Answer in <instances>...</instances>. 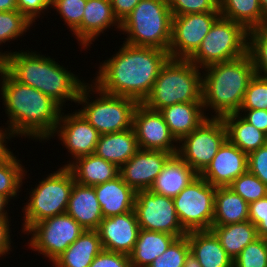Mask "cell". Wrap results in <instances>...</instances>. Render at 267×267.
Masks as SVG:
<instances>
[{"instance_id": "681fc988", "label": "cell", "mask_w": 267, "mask_h": 267, "mask_svg": "<svg viewBox=\"0 0 267 267\" xmlns=\"http://www.w3.org/2000/svg\"><path fill=\"white\" fill-rule=\"evenodd\" d=\"M112 11L121 23L129 15L141 0H110Z\"/></svg>"}, {"instance_id": "7bdbcfd3", "label": "cell", "mask_w": 267, "mask_h": 267, "mask_svg": "<svg viewBox=\"0 0 267 267\" xmlns=\"http://www.w3.org/2000/svg\"><path fill=\"white\" fill-rule=\"evenodd\" d=\"M249 221L257 228L258 237L267 239V196L249 203Z\"/></svg>"}, {"instance_id": "30bf717a", "label": "cell", "mask_w": 267, "mask_h": 267, "mask_svg": "<svg viewBox=\"0 0 267 267\" xmlns=\"http://www.w3.org/2000/svg\"><path fill=\"white\" fill-rule=\"evenodd\" d=\"M84 230L69 214L56 215L35 223L25 233L31 237L27 246L53 263Z\"/></svg>"}, {"instance_id": "7c38bea8", "label": "cell", "mask_w": 267, "mask_h": 267, "mask_svg": "<svg viewBox=\"0 0 267 267\" xmlns=\"http://www.w3.org/2000/svg\"><path fill=\"white\" fill-rule=\"evenodd\" d=\"M226 140L223 119L210 117L178 142L177 155L200 175Z\"/></svg>"}, {"instance_id": "cb8c5ba5", "label": "cell", "mask_w": 267, "mask_h": 267, "mask_svg": "<svg viewBox=\"0 0 267 267\" xmlns=\"http://www.w3.org/2000/svg\"><path fill=\"white\" fill-rule=\"evenodd\" d=\"M159 112L178 142L208 119L202 102L177 103Z\"/></svg>"}, {"instance_id": "4fadbf2b", "label": "cell", "mask_w": 267, "mask_h": 267, "mask_svg": "<svg viewBox=\"0 0 267 267\" xmlns=\"http://www.w3.org/2000/svg\"><path fill=\"white\" fill-rule=\"evenodd\" d=\"M134 211L140 229L164 232L177 238L187 235L179 222L173 198L149 190L137 191Z\"/></svg>"}, {"instance_id": "60d3db41", "label": "cell", "mask_w": 267, "mask_h": 267, "mask_svg": "<svg viewBox=\"0 0 267 267\" xmlns=\"http://www.w3.org/2000/svg\"><path fill=\"white\" fill-rule=\"evenodd\" d=\"M190 245L187 235L176 238L148 267H183Z\"/></svg>"}, {"instance_id": "603a6c76", "label": "cell", "mask_w": 267, "mask_h": 267, "mask_svg": "<svg viewBox=\"0 0 267 267\" xmlns=\"http://www.w3.org/2000/svg\"><path fill=\"white\" fill-rule=\"evenodd\" d=\"M198 176L199 174L193 168L174 154L167 160L149 191L175 198Z\"/></svg>"}, {"instance_id": "f546056e", "label": "cell", "mask_w": 267, "mask_h": 267, "mask_svg": "<svg viewBox=\"0 0 267 267\" xmlns=\"http://www.w3.org/2000/svg\"><path fill=\"white\" fill-rule=\"evenodd\" d=\"M175 235L140 229L130 256L132 267H148L176 239Z\"/></svg>"}, {"instance_id": "9c48e42d", "label": "cell", "mask_w": 267, "mask_h": 267, "mask_svg": "<svg viewBox=\"0 0 267 267\" xmlns=\"http://www.w3.org/2000/svg\"><path fill=\"white\" fill-rule=\"evenodd\" d=\"M248 44L249 31L240 23L220 16L188 60L203 69L247 54Z\"/></svg>"}, {"instance_id": "83f0119b", "label": "cell", "mask_w": 267, "mask_h": 267, "mask_svg": "<svg viewBox=\"0 0 267 267\" xmlns=\"http://www.w3.org/2000/svg\"><path fill=\"white\" fill-rule=\"evenodd\" d=\"M68 168L75 182L84 186L103 184L119 175V168L115 164L95 154L77 158Z\"/></svg>"}, {"instance_id": "d4e9b609", "label": "cell", "mask_w": 267, "mask_h": 267, "mask_svg": "<svg viewBox=\"0 0 267 267\" xmlns=\"http://www.w3.org/2000/svg\"><path fill=\"white\" fill-rule=\"evenodd\" d=\"M139 150L133 128L122 132L101 134L94 154L120 168Z\"/></svg>"}, {"instance_id": "d590c367", "label": "cell", "mask_w": 267, "mask_h": 267, "mask_svg": "<svg viewBox=\"0 0 267 267\" xmlns=\"http://www.w3.org/2000/svg\"><path fill=\"white\" fill-rule=\"evenodd\" d=\"M31 26H33V23L18 10L0 11V49H2L3 44H8L13 40L15 42V39L20 38V36L22 38V35L29 32ZM2 51L0 50V56L4 58V52Z\"/></svg>"}, {"instance_id": "9a60e30c", "label": "cell", "mask_w": 267, "mask_h": 267, "mask_svg": "<svg viewBox=\"0 0 267 267\" xmlns=\"http://www.w3.org/2000/svg\"><path fill=\"white\" fill-rule=\"evenodd\" d=\"M62 110L58 125L52 136L57 135L62 146L69 152L71 158L65 163L68 167L77 158L94 154L96 144L100 138V133L75 109V112L64 113Z\"/></svg>"}, {"instance_id": "ab89813d", "label": "cell", "mask_w": 267, "mask_h": 267, "mask_svg": "<svg viewBox=\"0 0 267 267\" xmlns=\"http://www.w3.org/2000/svg\"><path fill=\"white\" fill-rule=\"evenodd\" d=\"M240 110H267V77L254 75L248 84Z\"/></svg>"}, {"instance_id": "f35d334b", "label": "cell", "mask_w": 267, "mask_h": 267, "mask_svg": "<svg viewBox=\"0 0 267 267\" xmlns=\"http://www.w3.org/2000/svg\"><path fill=\"white\" fill-rule=\"evenodd\" d=\"M233 267H267V239L258 237L233 260Z\"/></svg>"}, {"instance_id": "ba28073f", "label": "cell", "mask_w": 267, "mask_h": 267, "mask_svg": "<svg viewBox=\"0 0 267 267\" xmlns=\"http://www.w3.org/2000/svg\"><path fill=\"white\" fill-rule=\"evenodd\" d=\"M59 167L40 179L35 188L32 187L27 193L29 199L22 207L21 233L24 235L35 223L66 213L75 179L68 167Z\"/></svg>"}, {"instance_id": "f1b7e54d", "label": "cell", "mask_w": 267, "mask_h": 267, "mask_svg": "<svg viewBox=\"0 0 267 267\" xmlns=\"http://www.w3.org/2000/svg\"><path fill=\"white\" fill-rule=\"evenodd\" d=\"M249 204L230 187H216L212 225H227L249 220Z\"/></svg>"}, {"instance_id": "2e32d148", "label": "cell", "mask_w": 267, "mask_h": 267, "mask_svg": "<svg viewBox=\"0 0 267 267\" xmlns=\"http://www.w3.org/2000/svg\"><path fill=\"white\" fill-rule=\"evenodd\" d=\"M133 129L139 149L177 154L178 141L170 132L159 111L151 110L139 103L133 115Z\"/></svg>"}, {"instance_id": "484cf974", "label": "cell", "mask_w": 267, "mask_h": 267, "mask_svg": "<svg viewBox=\"0 0 267 267\" xmlns=\"http://www.w3.org/2000/svg\"><path fill=\"white\" fill-rule=\"evenodd\" d=\"M190 250L202 267H233L230 258L211 230L187 233Z\"/></svg>"}, {"instance_id": "bcb514c9", "label": "cell", "mask_w": 267, "mask_h": 267, "mask_svg": "<svg viewBox=\"0 0 267 267\" xmlns=\"http://www.w3.org/2000/svg\"><path fill=\"white\" fill-rule=\"evenodd\" d=\"M89 267H132V265L129 255L103 249Z\"/></svg>"}, {"instance_id": "b9f144b4", "label": "cell", "mask_w": 267, "mask_h": 267, "mask_svg": "<svg viewBox=\"0 0 267 267\" xmlns=\"http://www.w3.org/2000/svg\"><path fill=\"white\" fill-rule=\"evenodd\" d=\"M168 3L173 16L219 12V0H168Z\"/></svg>"}, {"instance_id": "d6a6232c", "label": "cell", "mask_w": 267, "mask_h": 267, "mask_svg": "<svg viewBox=\"0 0 267 267\" xmlns=\"http://www.w3.org/2000/svg\"><path fill=\"white\" fill-rule=\"evenodd\" d=\"M220 16L240 23L248 31L264 25L259 0H219Z\"/></svg>"}, {"instance_id": "52a82bcc", "label": "cell", "mask_w": 267, "mask_h": 267, "mask_svg": "<svg viewBox=\"0 0 267 267\" xmlns=\"http://www.w3.org/2000/svg\"><path fill=\"white\" fill-rule=\"evenodd\" d=\"M89 83L83 86L76 102L77 106L82 105L77 110L81 116L100 134L133 128V115L139 102L133 98L107 94L92 82Z\"/></svg>"}, {"instance_id": "e575fe53", "label": "cell", "mask_w": 267, "mask_h": 267, "mask_svg": "<svg viewBox=\"0 0 267 267\" xmlns=\"http://www.w3.org/2000/svg\"><path fill=\"white\" fill-rule=\"evenodd\" d=\"M87 0H52L51 8L52 11H56L60 14L68 26L67 28L75 38L79 46L82 48V18L84 15V8L86 6Z\"/></svg>"}, {"instance_id": "4316f807", "label": "cell", "mask_w": 267, "mask_h": 267, "mask_svg": "<svg viewBox=\"0 0 267 267\" xmlns=\"http://www.w3.org/2000/svg\"><path fill=\"white\" fill-rule=\"evenodd\" d=\"M103 250L97 230L84 232L53 262V267H89Z\"/></svg>"}, {"instance_id": "7a4b0ae2", "label": "cell", "mask_w": 267, "mask_h": 267, "mask_svg": "<svg viewBox=\"0 0 267 267\" xmlns=\"http://www.w3.org/2000/svg\"><path fill=\"white\" fill-rule=\"evenodd\" d=\"M0 88L10 137L47 142L63 108L41 91L16 81L4 68L0 71Z\"/></svg>"}, {"instance_id": "f907efd6", "label": "cell", "mask_w": 267, "mask_h": 267, "mask_svg": "<svg viewBox=\"0 0 267 267\" xmlns=\"http://www.w3.org/2000/svg\"><path fill=\"white\" fill-rule=\"evenodd\" d=\"M11 137L4 126L0 127V159L10 152L11 148H8V143ZM8 142V143H7Z\"/></svg>"}, {"instance_id": "ee69618b", "label": "cell", "mask_w": 267, "mask_h": 267, "mask_svg": "<svg viewBox=\"0 0 267 267\" xmlns=\"http://www.w3.org/2000/svg\"><path fill=\"white\" fill-rule=\"evenodd\" d=\"M51 4V0H17V9L30 20L31 23L35 24L37 18L40 19L46 11L47 13L51 12Z\"/></svg>"}, {"instance_id": "e0dca14e", "label": "cell", "mask_w": 267, "mask_h": 267, "mask_svg": "<svg viewBox=\"0 0 267 267\" xmlns=\"http://www.w3.org/2000/svg\"><path fill=\"white\" fill-rule=\"evenodd\" d=\"M172 153L139 149L119 168V175L135 192L149 190Z\"/></svg>"}, {"instance_id": "8992f818", "label": "cell", "mask_w": 267, "mask_h": 267, "mask_svg": "<svg viewBox=\"0 0 267 267\" xmlns=\"http://www.w3.org/2000/svg\"><path fill=\"white\" fill-rule=\"evenodd\" d=\"M172 18L168 0H141L120 23V31L127 34L123 42L168 51Z\"/></svg>"}, {"instance_id": "6da1fadb", "label": "cell", "mask_w": 267, "mask_h": 267, "mask_svg": "<svg viewBox=\"0 0 267 267\" xmlns=\"http://www.w3.org/2000/svg\"><path fill=\"white\" fill-rule=\"evenodd\" d=\"M116 52L98 64L99 69L91 82L107 94L133 98L142 103L170 58L168 51L123 42Z\"/></svg>"}, {"instance_id": "5b68a950", "label": "cell", "mask_w": 267, "mask_h": 267, "mask_svg": "<svg viewBox=\"0 0 267 267\" xmlns=\"http://www.w3.org/2000/svg\"><path fill=\"white\" fill-rule=\"evenodd\" d=\"M202 69L188 59L169 58L142 104L154 111L177 103L202 102Z\"/></svg>"}, {"instance_id": "7402d4cb", "label": "cell", "mask_w": 267, "mask_h": 267, "mask_svg": "<svg viewBox=\"0 0 267 267\" xmlns=\"http://www.w3.org/2000/svg\"><path fill=\"white\" fill-rule=\"evenodd\" d=\"M93 187L104 218L134 210L136 192L123 181L120 175Z\"/></svg>"}, {"instance_id": "c3c4849f", "label": "cell", "mask_w": 267, "mask_h": 267, "mask_svg": "<svg viewBox=\"0 0 267 267\" xmlns=\"http://www.w3.org/2000/svg\"><path fill=\"white\" fill-rule=\"evenodd\" d=\"M11 219H0V256L3 257L6 256V254L10 255V252H12L13 245L12 244V232L11 229ZM11 229V230H10Z\"/></svg>"}, {"instance_id": "d6986e66", "label": "cell", "mask_w": 267, "mask_h": 267, "mask_svg": "<svg viewBox=\"0 0 267 267\" xmlns=\"http://www.w3.org/2000/svg\"><path fill=\"white\" fill-rule=\"evenodd\" d=\"M247 170L248 155L227 139L200 176L215 187H228Z\"/></svg>"}, {"instance_id": "7dc6e473", "label": "cell", "mask_w": 267, "mask_h": 267, "mask_svg": "<svg viewBox=\"0 0 267 267\" xmlns=\"http://www.w3.org/2000/svg\"><path fill=\"white\" fill-rule=\"evenodd\" d=\"M238 113L256 129L267 134V110H239Z\"/></svg>"}, {"instance_id": "1f68e13d", "label": "cell", "mask_w": 267, "mask_h": 267, "mask_svg": "<svg viewBox=\"0 0 267 267\" xmlns=\"http://www.w3.org/2000/svg\"><path fill=\"white\" fill-rule=\"evenodd\" d=\"M210 230L232 260L242 252L243 248L258 238L257 228L249 220L227 225H212Z\"/></svg>"}, {"instance_id": "8d00e7d4", "label": "cell", "mask_w": 267, "mask_h": 267, "mask_svg": "<svg viewBox=\"0 0 267 267\" xmlns=\"http://www.w3.org/2000/svg\"><path fill=\"white\" fill-rule=\"evenodd\" d=\"M248 52L254 63L255 74L267 77V23L249 30Z\"/></svg>"}, {"instance_id": "5bb4252c", "label": "cell", "mask_w": 267, "mask_h": 267, "mask_svg": "<svg viewBox=\"0 0 267 267\" xmlns=\"http://www.w3.org/2000/svg\"><path fill=\"white\" fill-rule=\"evenodd\" d=\"M220 12L189 13L172 18L170 58L189 59L199 48Z\"/></svg>"}, {"instance_id": "ac0fdd59", "label": "cell", "mask_w": 267, "mask_h": 267, "mask_svg": "<svg viewBox=\"0 0 267 267\" xmlns=\"http://www.w3.org/2000/svg\"><path fill=\"white\" fill-rule=\"evenodd\" d=\"M135 211L103 218L97 229L102 248L130 255L139 233Z\"/></svg>"}, {"instance_id": "836d02e7", "label": "cell", "mask_w": 267, "mask_h": 267, "mask_svg": "<svg viewBox=\"0 0 267 267\" xmlns=\"http://www.w3.org/2000/svg\"><path fill=\"white\" fill-rule=\"evenodd\" d=\"M16 156L13 151H10L0 159V194L9 200L20 198L19 193L22 191L23 181L28 176V171Z\"/></svg>"}, {"instance_id": "f6af8a7d", "label": "cell", "mask_w": 267, "mask_h": 267, "mask_svg": "<svg viewBox=\"0 0 267 267\" xmlns=\"http://www.w3.org/2000/svg\"><path fill=\"white\" fill-rule=\"evenodd\" d=\"M248 171L267 186V144L248 155Z\"/></svg>"}, {"instance_id": "11a10c76", "label": "cell", "mask_w": 267, "mask_h": 267, "mask_svg": "<svg viewBox=\"0 0 267 267\" xmlns=\"http://www.w3.org/2000/svg\"><path fill=\"white\" fill-rule=\"evenodd\" d=\"M259 1H260L263 16H264V24H265L267 23V0H259Z\"/></svg>"}, {"instance_id": "277c9868", "label": "cell", "mask_w": 267, "mask_h": 267, "mask_svg": "<svg viewBox=\"0 0 267 267\" xmlns=\"http://www.w3.org/2000/svg\"><path fill=\"white\" fill-rule=\"evenodd\" d=\"M202 73V103L205 114L207 110L210 113L207 117L212 114L211 118H223L238 113L248 84L255 75L249 52L237 59L206 66Z\"/></svg>"}, {"instance_id": "db71d44e", "label": "cell", "mask_w": 267, "mask_h": 267, "mask_svg": "<svg viewBox=\"0 0 267 267\" xmlns=\"http://www.w3.org/2000/svg\"><path fill=\"white\" fill-rule=\"evenodd\" d=\"M183 267H202V266L199 263V261L196 258V256L190 250L187 253L186 257H185V261H184V266Z\"/></svg>"}, {"instance_id": "44dd1931", "label": "cell", "mask_w": 267, "mask_h": 267, "mask_svg": "<svg viewBox=\"0 0 267 267\" xmlns=\"http://www.w3.org/2000/svg\"><path fill=\"white\" fill-rule=\"evenodd\" d=\"M66 213L85 230H97L104 218L94 187L77 182L73 185Z\"/></svg>"}, {"instance_id": "4dcf8cb0", "label": "cell", "mask_w": 267, "mask_h": 267, "mask_svg": "<svg viewBox=\"0 0 267 267\" xmlns=\"http://www.w3.org/2000/svg\"><path fill=\"white\" fill-rule=\"evenodd\" d=\"M227 139L249 155L267 144V134L248 123L239 113L224 116Z\"/></svg>"}, {"instance_id": "8fae6325", "label": "cell", "mask_w": 267, "mask_h": 267, "mask_svg": "<svg viewBox=\"0 0 267 267\" xmlns=\"http://www.w3.org/2000/svg\"><path fill=\"white\" fill-rule=\"evenodd\" d=\"M215 191L216 187L199 175L173 198L179 222L187 233L211 229Z\"/></svg>"}, {"instance_id": "9f6ffc18", "label": "cell", "mask_w": 267, "mask_h": 267, "mask_svg": "<svg viewBox=\"0 0 267 267\" xmlns=\"http://www.w3.org/2000/svg\"><path fill=\"white\" fill-rule=\"evenodd\" d=\"M3 68V58L0 56V71Z\"/></svg>"}, {"instance_id": "f5cc1de1", "label": "cell", "mask_w": 267, "mask_h": 267, "mask_svg": "<svg viewBox=\"0 0 267 267\" xmlns=\"http://www.w3.org/2000/svg\"><path fill=\"white\" fill-rule=\"evenodd\" d=\"M17 9V0H0V11L9 12Z\"/></svg>"}, {"instance_id": "816d5d0a", "label": "cell", "mask_w": 267, "mask_h": 267, "mask_svg": "<svg viewBox=\"0 0 267 267\" xmlns=\"http://www.w3.org/2000/svg\"><path fill=\"white\" fill-rule=\"evenodd\" d=\"M11 201L4 195L0 194V219H11V217L9 216L10 213L9 210L7 211V207L9 208ZM9 217V218H8Z\"/></svg>"}, {"instance_id": "3957f363", "label": "cell", "mask_w": 267, "mask_h": 267, "mask_svg": "<svg viewBox=\"0 0 267 267\" xmlns=\"http://www.w3.org/2000/svg\"><path fill=\"white\" fill-rule=\"evenodd\" d=\"M40 53L32 49L4 51L3 68L16 81L41 91L62 108L68 101L76 104L79 93L87 82L54 58Z\"/></svg>"}, {"instance_id": "ffe728a7", "label": "cell", "mask_w": 267, "mask_h": 267, "mask_svg": "<svg viewBox=\"0 0 267 267\" xmlns=\"http://www.w3.org/2000/svg\"><path fill=\"white\" fill-rule=\"evenodd\" d=\"M82 18V49H88L100 34L111 27L120 31V22L112 11L110 0H87ZM108 29V30H107Z\"/></svg>"}, {"instance_id": "74e56055", "label": "cell", "mask_w": 267, "mask_h": 267, "mask_svg": "<svg viewBox=\"0 0 267 267\" xmlns=\"http://www.w3.org/2000/svg\"><path fill=\"white\" fill-rule=\"evenodd\" d=\"M228 187L240 195L248 204L267 196V186L248 170L236 178Z\"/></svg>"}]
</instances>
